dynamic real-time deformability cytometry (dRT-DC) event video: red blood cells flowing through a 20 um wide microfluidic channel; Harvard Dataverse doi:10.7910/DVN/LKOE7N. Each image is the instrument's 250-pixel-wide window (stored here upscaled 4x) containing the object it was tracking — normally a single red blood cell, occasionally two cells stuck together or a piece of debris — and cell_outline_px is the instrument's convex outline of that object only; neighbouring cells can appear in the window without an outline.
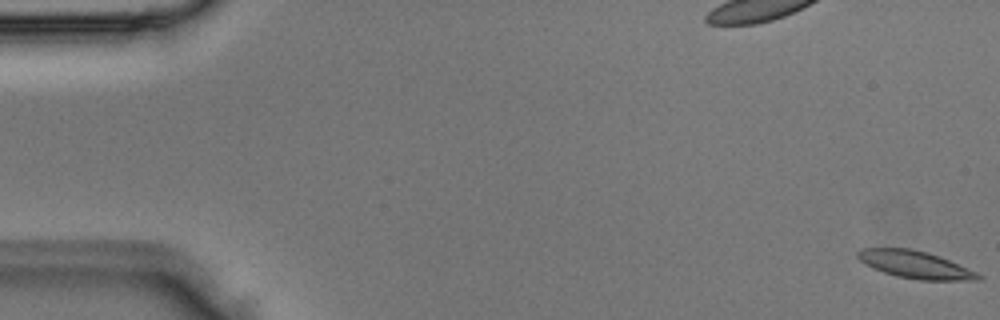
{"species": "Egyptian fruit bat (a non-hibernating species)", "species_latin": "Rousettus aegyptiacus", "temperature_condition": "room temperature", "stored_images_in_passage": 5, "camera_frame_rate_fps": 3000, "um_per_image_px": 0.085, "animal": {"sex": "male"}, "frame": {"image": 1, "passage_image": 1, "time_ms": 0.0, "image_size_px": [1000, 320], "cell_outline_px": [[984, 276], [980, 280], [920, 280], [896, 276], [872, 268], [864, 264], [856, 256], [856, 252], [864, 248], [912, 248], [928, 252], [948, 260], [976, 272]], "centroid_in_image_um": [77.76, 22.49], "position_along_channel_um": 7.2, "area_um2": 19.19}}
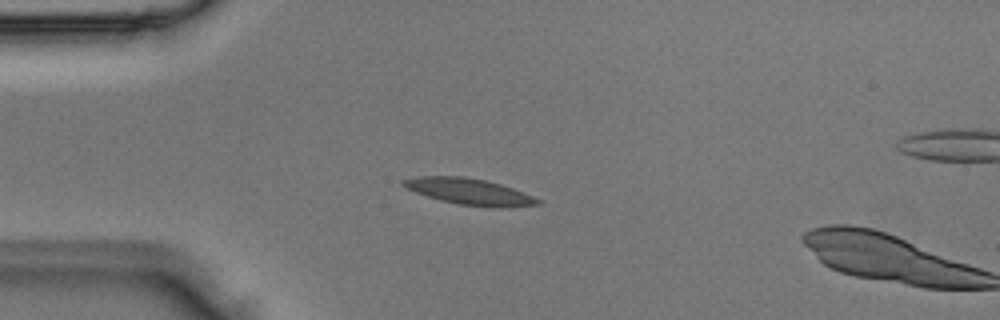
{"frame": {"image": 2, "passage_image": 4, "time_ms": 1.0, "image_size_px": [1000, 320], "cell_outline_px": [[544, 204], [500, 208], [488, 208], [456, 204], [440, 200], [416, 192], [400, 184], [400, 180], [420, 176], [464, 176], [484, 180], [500, 184], [524, 192], [544, 200]], "centroid_in_image_um": [39.97, 16.3], "position_along_channel_um": 45.0, "area_um2": 20.87}}